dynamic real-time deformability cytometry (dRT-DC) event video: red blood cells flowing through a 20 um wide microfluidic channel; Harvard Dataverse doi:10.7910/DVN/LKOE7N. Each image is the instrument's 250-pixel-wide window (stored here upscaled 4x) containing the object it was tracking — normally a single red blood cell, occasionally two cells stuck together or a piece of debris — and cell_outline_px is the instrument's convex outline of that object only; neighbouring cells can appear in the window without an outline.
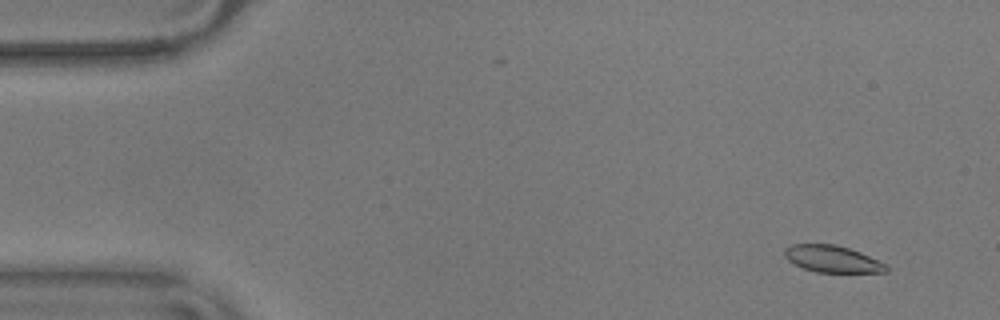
{"species": "common noctule bat (a hibernating species)", "species_latin": "Nyctalus noctula", "temperature_condition": "warm", "stored_images_in_passage": 13, "camera_frame_rate_fps": 3000, "um_per_image_px": 0.085, "animal": {"sex": "male", "body_mass_g": 17.9}, "frame": {"image": 1, "passage_image": 4, "time_ms": 1.0, "image_size_px": [1000, 320], "cell_outline_px": [[888, 272], [816, 272], [804, 268], [788, 260], [784, 256], [784, 248], [792, 244], [836, 244], [860, 252], [888, 264]], "centroid_in_image_um": [70.76, 22.0], "position_along_channel_um": 14.2, "area_um2": 15.9}}